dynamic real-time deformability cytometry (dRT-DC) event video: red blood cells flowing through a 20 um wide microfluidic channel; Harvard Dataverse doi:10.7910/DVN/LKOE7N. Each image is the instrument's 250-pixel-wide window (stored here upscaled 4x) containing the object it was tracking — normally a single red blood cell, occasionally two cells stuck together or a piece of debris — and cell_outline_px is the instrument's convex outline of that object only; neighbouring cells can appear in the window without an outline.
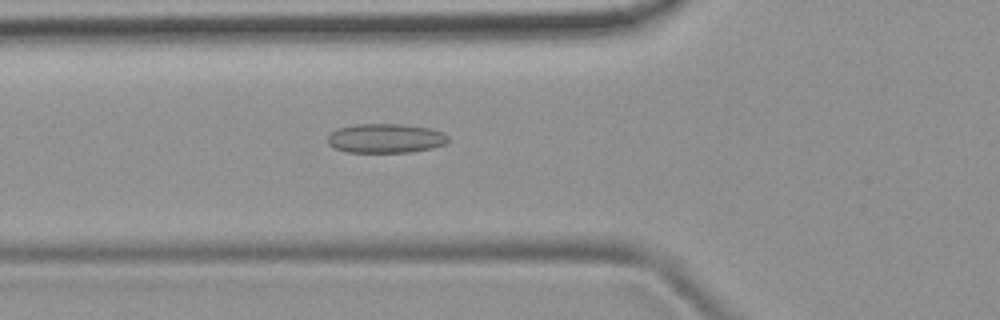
{"species": "common noctule bat (a hibernating species)", "species_latin": "Nyctalus noctula", "temperature_condition": "room temperature", "stored_images_in_passage": 52, "camera_frame_rate_fps": 3000, "um_per_image_px": 0.085, "animal": {"sex": "female", "body_mass_g": 19.9}, "frame": {"image": 1, "passage_image": 19, "time_ms": 6.0, "image_size_px": [1000, 320], "cell_outline_px": [[448, 140], [444, 144], [432, 148], [412, 152], [348, 152], [332, 148], [328, 144], [328, 136], [336, 128], [356, 124], [400, 124], [428, 128], [444, 132], [448, 136]], "centroid_in_image_um": [32.75, 11.76], "position_along_channel_um": 93.1, "area_um2": 20.63}}
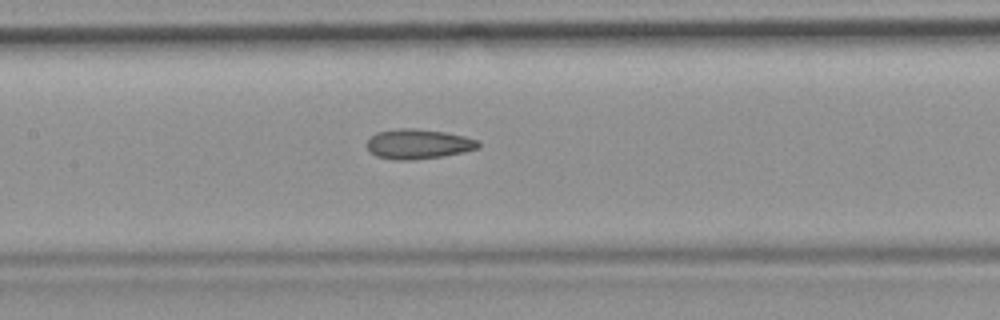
{"frame": {"image": 2, "passage_image": 25, "time_ms": 8.0, "image_size_px": [1000, 320], "cell_outline_px": [[480, 148], [464, 152], [440, 156], [412, 160], [396, 160], [376, 156], [368, 152], [368, 140], [376, 132], [400, 128], [416, 128], [444, 132], [464, 136], [476, 140], [480, 144]], "centroid_in_image_um": [35.54, 12.24], "position_along_channel_um": 171.9, "area_um2": 19.31}}
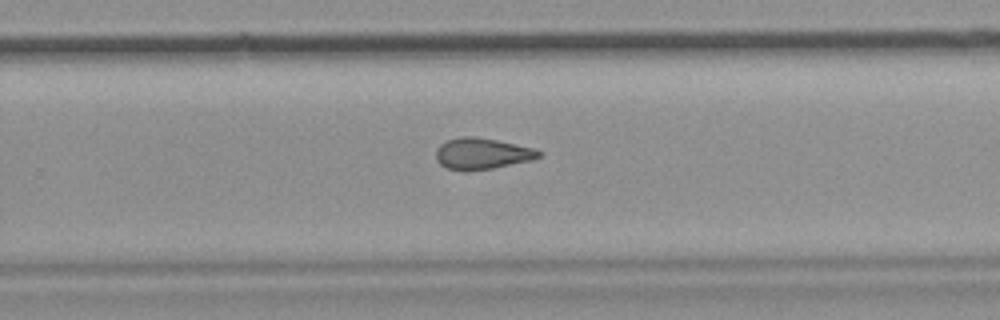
{"frame": {"image": 3, "passage_image": 34, "time_ms": 11.0, "image_size_px": [1000, 320], "cell_outline_px": [[544, 152], [540, 156], [532, 160], [492, 168], [468, 172], [464, 172], [448, 168], [440, 164], [436, 160], [436, 148], [440, 144], [448, 140], [460, 136], [472, 136], [496, 140], [532, 148]], "centroid_in_image_um": [40.94, 13.07], "position_along_channel_um": 288.9, "area_um2": 18.79}, "authors_computed_cell_mechanics": {"area_um2": 19.363, "velocity_mm_per_s": 3.9167, "shape_relaxation_time_tau1_ms": null, "shape_relaxation_time_tau2_ms": 2.7443, "deformation_change_tau1": null, "deformation_change_tau2": 0.1084}}